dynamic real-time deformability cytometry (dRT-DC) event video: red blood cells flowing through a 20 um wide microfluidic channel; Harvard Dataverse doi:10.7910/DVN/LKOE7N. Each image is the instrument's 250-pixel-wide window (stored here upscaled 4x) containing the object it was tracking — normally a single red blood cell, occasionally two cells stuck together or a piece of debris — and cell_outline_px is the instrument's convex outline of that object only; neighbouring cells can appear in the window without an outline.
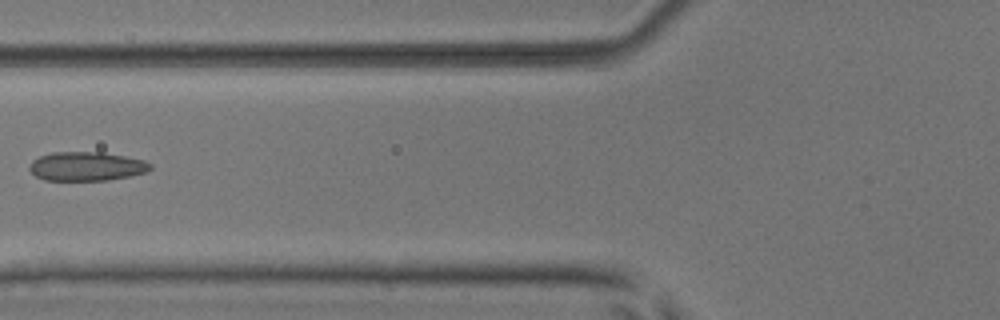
{"species": "common noctule bat (a hibernating species)", "species_latin": "Nyctalus noctula", "temperature_condition": "room temperature", "stored_images_in_passage": 6, "camera_frame_rate_fps": 3000, "um_per_image_px": 0.085, "animal": {"sex": "male", "body_mass_g": 17.9, "forearm_length_mm": 54.2}, "frame": {"image": 1, "passage_image": 6, "time_ms": 1.667, "image_size_px": [1000, 320], "cell_outline_px": [[152, 168], [148, 172], [132, 176], [108, 180], [44, 180], [36, 176], [28, 168], [32, 160], [40, 156], [52, 152], [100, 152], [124, 156], [144, 160], [152, 164]], "centroid_in_image_um": [7.38, 14.14], "position_along_channel_um": 118.4, "area_um2": 20.52}}